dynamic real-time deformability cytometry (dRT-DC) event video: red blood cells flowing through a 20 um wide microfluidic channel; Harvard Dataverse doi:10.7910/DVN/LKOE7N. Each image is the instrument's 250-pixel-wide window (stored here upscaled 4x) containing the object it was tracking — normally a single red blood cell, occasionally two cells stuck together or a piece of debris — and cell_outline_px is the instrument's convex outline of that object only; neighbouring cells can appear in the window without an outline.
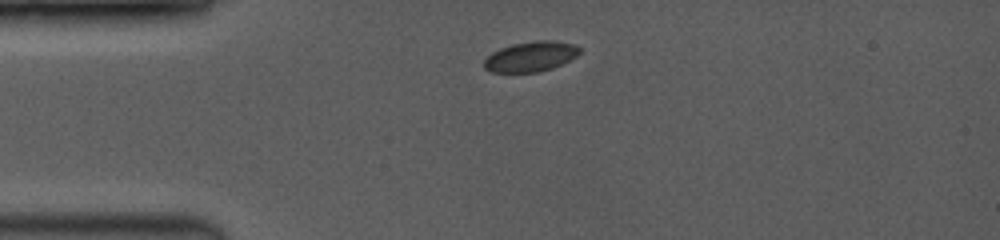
{"species": "common noctule bat (a hibernating species)", "species_latin": "Nyctalus noctula", "temperature_condition": "room temperature", "stored_images_in_passage": 56, "camera_frame_rate_fps": 3500, "um_per_image_px": 0.085, "animal": {"sex": "female", "body_mass_g": 19.0, "forearm_length_mm": 53.3}, "frame": {"image": 1, "passage_image": 1, "time_ms": 0.0, "image_size_px": [1000, 240], "cell_outline_px": [[580, 52], [576, 56], [552, 68], [540, 72], [492, 72], [484, 68], [484, 60], [492, 52], [500, 48], [512, 44], [540, 40], [552, 40], [572, 44], [580, 48]], "centroid_in_image_um": [45.09, 4.81], "position_along_channel_um": 39.9, "area_um2": 16.59}}
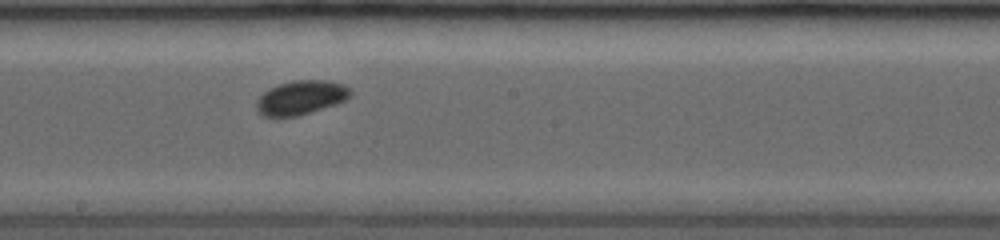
{"frame": {"image": 2, "passage_image": 25, "time_ms": 5.143, "image_size_px": [1000, 240], "cell_outline_px": [[352, 96], [348, 100], [336, 104], [296, 116], [264, 116], [256, 112], [256, 100], [268, 88], [292, 80], [328, 80], [344, 84], [352, 92]], "centroid_in_image_um": [25.59, 8.28], "position_along_channel_um": 222.6, "area_um2": 18.79}}
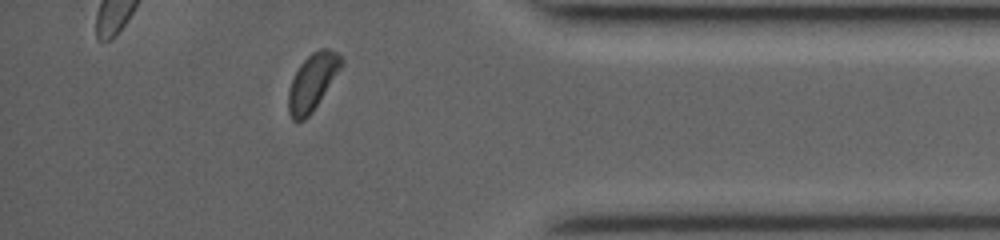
{"frame": {"image": 3, "passage_image": 45, "time_ms": 10.0, "image_size_px": [1000, 240], "cell_outline_px": [[344, 64], [312, 112], [304, 120], [292, 120], [288, 112], [288, 92], [292, 80], [300, 64], [312, 52], [320, 48], [328, 48], [336, 52], [344, 60]], "centroid_in_image_um": [26.56, 6.96], "position_along_channel_um": 408.6, "area_um2": 17.34}, "authors_computed_cell_mechanics": {"area_um2": 17.6868, "velocity_mm_per_s": 4.0818, "shape_relaxation_time_tau1_ms": 1.6066, "shape_relaxation_time_tau2_ms": null, "deformation_change_tau1": 0.038, "deformation_change_tau2": null}}